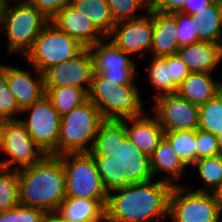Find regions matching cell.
<instances>
[{
	"instance_id": "obj_1",
	"label": "cell",
	"mask_w": 222,
	"mask_h": 222,
	"mask_svg": "<svg viewBox=\"0 0 222 222\" xmlns=\"http://www.w3.org/2000/svg\"><path fill=\"white\" fill-rule=\"evenodd\" d=\"M154 181L130 184L108 192L105 222H160L155 218L169 215L173 185L161 179Z\"/></svg>"
},
{
	"instance_id": "obj_2",
	"label": "cell",
	"mask_w": 222,
	"mask_h": 222,
	"mask_svg": "<svg viewBox=\"0 0 222 222\" xmlns=\"http://www.w3.org/2000/svg\"><path fill=\"white\" fill-rule=\"evenodd\" d=\"M18 181L21 205L49 213L66 198L65 171L58 155L46 154L39 162L18 169Z\"/></svg>"
},
{
	"instance_id": "obj_3",
	"label": "cell",
	"mask_w": 222,
	"mask_h": 222,
	"mask_svg": "<svg viewBox=\"0 0 222 222\" xmlns=\"http://www.w3.org/2000/svg\"><path fill=\"white\" fill-rule=\"evenodd\" d=\"M91 151L119 161L124 167L126 185L153 180L150 157L144 155L126 137L125 119L104 120Z\"/></svg>"
},
{
	"instance_id": "obj_4",
	"label": "cell",
	"mask_w": 222,
	"mask_h": 222,
	"mask_svg": "<svg viewBox=\"0 0 222 222\" xmlns=\"http://www.w3.org/2000/svg\"><path fill=\"white\" fill-rule=\"evenodd\" d=\"M136 85H118L93 73L88 99L98 108L104 120H123L144 113Z\"/></svg>"
},
{
	"instance_id": "obj_5",
	"label": "cell",
	"mask_w": 222,
	"mask_h": 222,
	"mask_svg": "<svg viewBox=\"0 0 222 222\" xmlns=\"http://www.w3.org/2000/svg\"><path fill=\"white\" fill-rule=\"evenodd\" d=\"M103 121L100 111L89 99L62 115L58 155L91 151Z\"/></svg>"
},
{
	"instance_id": "obj_6",
	"label": "cell",
	"mask_w": 222,
	"mask_h": 222,
	"mask_svg": "<svg viewBox=\"0 0 222 222\" xmlns=\"http://www.w3.org/2000/svg\"><path fill=\"white\" fill-rule=\"evenodd\" d=\"M7 2L1 31L6 32L8 50L25 54L31 49L35 39L51 21L35 6L21 0L14 6Z\"/></svg>"
},
{
	"instance_id": "obj_7",
	"label": "cell",
	"mask_w": 222,
	"mask_h": 222,
	"mask_svg": "<svg viewBox=\"0 0 222 222\" xmlns=\"http://www.w3.org/2000/svg\"><path fill=\"white\" fill-rule=\"evenodd\" d=\"M84 48L50 21L23 58H26L31 67L43 73L50 67L73 58Z\"/></svg>"
},
{
	"instance_id": "obj_8",
	"label": "cell",
	"mask_w": 222,
	"mask_h": 222,
	"mask_svg": "<svg viewBox=\"0 0 222 222\" xmlns=\"http://www.w3.org/2000/svg\"><path fill=\"white\" fill-rule=\"evenodd\" d=\"M65 171L66 197L107 199L108 192L89 153L58 155Z\"/></svg>"
},
{
	"instance_id": "obj_9",
	"label": "cell",
	"mask_w": 222,
	"mask_h": 222,
	"mask_svg": "<svg viewBox=\"0 0 222 222\" xmlns=\"http://www.w3.org/2000/svg\"><path fill=\"white\" fill-rule=\"evenodd\" d=\"M169 216L173 222H220L221 218L212 192L191 191L184 185L171 190Z\"/></svg>"
},
{
	"instance_id": "obj_10",
	"label": "cell",
	"mask_w": 222,
	"mask_h": 222,
	"mask_svg": "<svg viewBox=\"0 0 222 222\" xmlns=\"http://www.w3.org/2000/svg\"><path fill=\"white\" fill-rule=\"evenodd\" d=\"M27 111L29 116L19 120L25 125L32 140L45 154L58 155L61 116L50 100L43 96L39 101L22 109L21 113Z\"/></svg>"
},
{
	"instance_id": "obj_11",
	"label": "cell",
	"mask_w": 222,
	"mask_h": 222,
	"mask_svg": "<svg viewBox=\"0 0 222 222\" xmlns=\"http://www.w3.org/2000/svg\"><path fill=\"white\" fill-rule=\"evenodd\" d=\"M2 152L10 157L0 161V168L20 169L39 162L46 154L32 140L25 125L18 120L3 121Z\"/></svg>"
},
{
	"instance_id": "obj_12",
	"label": "cell",
	"mask_w": 222,
	"mask_h": 222,
	"mask_svg": "<svg viewBox=\"0 0 222 222\" xmlns=\"http://www.w3.org/2000/svg\"><path fill=\"white\" fill-rule=\"evenodd\" d=\"M93 59L94 73L118 85H135L136 64L129 54L119 49L113 42H98L89 47ZM95 50V51H94Z\"/></svg>"
},
{
	"instance_id": "obj_13",
	"label": "cell",
	"mask_w": 222,
	"mask_h": 222,
	"mask_svg": "<svg viewBox=\"0 0 222 222\" xmlns=\"http://www.w3.org/2000/svg\"><path fill=\"white\" fill-rule=\"evenodd\" d=\"M94 73L93 59L89 48H84L73 58L45 70L44 89L79 87L89 92Z\"/></svg>"
},
{
	"instance_id": "obj_14",
	"label": "cell",
	"mask_w": 222,
	"mask_h": 222,
	"mask_svg": "<svg viewBox=\"0 0 222 222\" xmlns=\"http://www.w3.org/2000/svg\"><path fill=\"white\" fill-rule=\"evenodd\" d=\"M153 32V10L149 9L140 18L116 22L107 39L125 53H139L141 58L152 47Z\"/></svg>"
},
{
	"instance_id": "obj_15",
	"label": "cell",
	"mask_w": 222,
	"mask_h": 222,
	"mask_svg": "<svg viewBox=\"0 0 222 222\" xmlns=\"http://www.w3.org/2000/svg\"><path fill=\"white\" fill-rule=\"evenodd\" d=\"M154 101V115L165 132L198 129L199 106L177 94L165 95Z\"/></svg>"
},
{
	"instance_id": "obj_16",
	"label": "cell",
	"mask_w": 222,
	"mask_h": 222,
	"mask_svg": "<svg viewBox=\"0 0 222 222\" xmlns=\"http://www.w3.org/2000/svg\"><path fill=\"white\" fill-rule=\"evenodd\" d=\"M51 22L62 32L76 39L85 48L107 39L88 18L70 4L63 7L51 19Z\"/></svg>"
},
{
	"instance_id": "obj_17",
	"label": "cell",
	"mask_w": 222,
	"mask_h": 222,
	"mask_svg": "<svg viewBox=\"0 0 222 222\" xmlns=\"http://www.w3.org/2000/svg\"><path fill=\"white\" fill-rule=\"evenodd\" d=\"M33 69L37 76L36 79H33L28 70L4 64L1 66V70L5 73L9 87L21 109L34 104L45 96L43 75L35 68Z\"/></svg>"
},
{
	"instance_id": "obj_18",
	"label": "cell",
	"mask_w": 222,
	"mask_h": 222,
	"mask_svg": "<svg viewBox=\"0 0 222 222\" xmlns=\"http://www.w3.org/2000/svg\"><path fill=\"white\" fill-rule=\"evenodd\" d=\"M131 123V126L128 124ZM125 131L128 140L144 155L151 157L154 150L165 137V131L156 116L148 117L141 114L125 119Z\"/></svg>"
},
{
	"instance_id": "obj_19",
	"label": "cell",
	"mask_w": 222,
	"mask_h": 222,
	"mask_svg": "<svg viewBox=\"0 0 222 222\" xmlns=\"http://www.w3.org/2000/svg\"><path fill=\"white\" fill-rule=\"evenodd\" d=\"M178 57L190 72L212 74L222 60V45L214 42L199 41L179 47Z\"/></svg>"
},
{
	"instance_id": "obj_20",
	"label": "cell",
	"mask_w": 222,
	"mask_h": 222,
	"mask_svg": "<svg viewBox=\"0 0 222 222\" xmlns=\"http://www.w3.org/2000/svg\"><path fill=\"white\" fill-rule=\"evenodd\" d=\"M107 199L66 197L55 211L67 222H105Z\"/></svg>"
},
{
	"instance_id": "obj_21",
	"label": "cell",
	"mask_w": 222,
	"mask_h": 222,
	"mask_svg": "<svg viewBox=\"0 0 222 222\" xmlns=\"http://www.w3.org/2000/svg\"><path fill=\"white\" fill-rule=\"evenodd\" d=\"M153 30V43L150 50L153 57L175 55L179 49L175 16L153 10Z\"/></svg>"
},
{
	"instance_id": "obj_22",
	"label": "cell",
	"mask_w": 222,
	"mask_h": 222,
	"mask_svg": "<svg viewBox=\"0 0 222 222\" xmlns=\"http://www.w3.org/2000/svg\"><path fill=\"white\" fill-rule=\"evenodd\" d=\"M221 91L222 83L215 82L211 74L191 72L178 86L176 94L190 103L200 106L214 98Z\"/></svg>"
},
{
	"instance_id": "obj_23",
	"label": "cell",
	"mask_w": 222,
	"mask_h": 222,
	"mask_svg": "<svg viewBox=\"0 0 222 222\" xmlns=\"http://www.w3.org/2000/svg\"><path fill=\"white\" fill-rule=\"evenodd\" d=\"M150 162L153 176L160 172L169 173L170 176H165L161 180L173 186L177 185L174 182L175 180H180L186 167L173 149L171 143L165 137L154 150V153L150 157ZM173 178L174 181H172Z\"/></svg>"
},
{
	"instance_id": "obj_24",
	"label": "cell",
	"mask_w": 222,
	"mask_h": 222,
	"mask_svg": "<svg viewBox=\"0 0 222 222\" xmlns=\"http://www.w3.org/2000/svg\"><path fill=\"white\" fill-rule=\"evenodd\" d=\"M73 6L107 38L115 26L110 8L105 0H70Z\"/></svg>"
},
{
	"instance_id": "obj_25",
	"label": "cell",
	"mask_w": 222,
	"mask_h": 222,
	"mask_svg": "<svg viewBox=\"0 0 222 222\" xmlns=\"http://www.w3.org/2000/svg\"><path fill=\"white\" fill-rule=\"evenodd\" d=\"M192 21H195L196 34L200 41L222 45V22L216 1L192 14Z\"/></svg>"
},
{
	"instance_id": "obj_26",
	"label": "cell",
	"mask_w": 222,
	"mask_h": 222,
	"mask_svg": "<svg viewBox=\"0 0 222 222\" xmlns=\"http://www.w3.org/2000/svg\"><path fill=\"white\" fill-rule=\"evenodd\" d=\"M44 90L45 96L50 100L60 116L69 113L88 100V92L79 87L65 86Z\"/></svg>"
},
{
	"instance_id": "obj_27",
	"label": "cell",
	"mask_w": 222,
	"mask_h": 222,
	"mask_svg": "<svg viewBox=\"0 0 222 222\" xmlns=\"http://www.w3.org/2000/svg\"><path fill=\"white\" fill-rule=\"evenodd\" d=\"M88 153L95 162L97 172L107 192L126 186L124 167L119 161L110 159V156L96 155L92 151Z\"/></svg>"
},
{
	"instance_id": "obj_28",
	"label": "cell",
	"mask_w": 222,
	"mask_h": 222,
	"mask_svg": "<svg viewBox=\"0 0 222 222\" xmlns=\"http://www.w3.org/2000/svg\"><path fill=\"white\" fill-rule=\"evenodd\" d=\"M150 83L158 90L154 95L155 100L165 95L176 94L178 85L171 79L170 66H167L166 57H153L148 69Z\"/></svg>"
},
{
	"instance_id": "obj_29",
	"label": "cell",
	"mask_w": 222,
	"mask_h": 222,
	"mask_svg": "<svg viewBox=\"0 0 222 222\" xmlns=\"http://www.w3.org/2000/svg\"><path fill=\"white\" fill-rule=\"evenodd\" d=\"M165 138L171 143L185 166L196 162V130L165 132Z\"/></svg>"
},
{
	"instance_id": "obj_30",
	"label": "cell",
	"mask_w": 222,
	"mask_h": 222,
	"mask_svg": "<svg viewBox=\"0 0 222 222\" xmlns=\"http://www.w3.org/2000/svg\"><path fill=\"white\" fill-rule=\"evenodd\" d=\"M199 129L215 136L222 130V91L199 106Z\"/></svg>"
},
{
	"instance_id": "obj_31",
	"label": "cell",
	"mask_w": 222,
	"mask_h": 222,
	"mask_svg": "<svg viewBox=\"0 0 222 222\" xmlns=\"http://www.w3.org/2000/svg\"><path fill=\"white\" fill-rule=\"evenodd\" d=\"M19 204L18 169L0 168V212Z\"/></svg>"
},
{
	"instance_id": "obj_32",
	"label": "cell",
	"mask_w": 222,
	"mask_h": 222,
	"mask_svg": "<svg viewBox=\"0 0 222 222\" xmlns=\"http://www.w3.org/2000/svg\"><path fill=\"white\" fill-rule=\"evenodd\" d=\"M204 182L203 189H195L199 192H212L222 182V153L210 158L197 160L194 165Z\"/></svg>"
},
{
	"instance_id": "obj_33",
	"label": "cell",
	"mask_w": 222,
	"mask_h": 222,
	"mask_svg": "<svg viewBox=\"0 0 222 222\" xmlns=\"http://www.w3.org/2000/svg\"><path fill=\"white\" fill-rule=\"evenodd\" d=\"M110 8L111 15L115 22L131 20L142 17L137 16L136 11L145 9L147 13L150 9L149 0H105Z\"/></svg>"
},
{
	"instance_id": "obj_34",
	"label": "cell",
	"mask_w": 222,
	"mask_h": 222,
	"mask_svg": "<svg viewBox=\"0 0 222 222\" xmlns=\"http://www.w3.org/2000/svg\"><path fill=\"white\" fill-rule=\"evenodd\" d=\"M15 95L12 93L5 73L0 69V121L18 120L16 114H22Z\"/></svg>"
},
{
	"instance_id": "obj_35",
	"label": "cell",
	"mask_w": 222,
	"mask_h": 222,
	"mask_svg": "<svg viewBox=\"0 0 222 222\" xmlns=\"http://www.w3.org/2000/svg\"><path fill=\"white\" fill-rule=\"evenodd\" d=\"M46 212L39 208L17 205L0 212V222H42Z\"/></svg>"
},
{
	"instance_id": "obj_36",
	"label": "cell",
	"mask_w": 222,
	"mask_h": 222,
	"mask_svg": "<svg viewBox=\"0 0 222 222\" xmlns=\"http://www.w3.org/2000/svg\"><path fill=\"white\" fill-rule=\"evenodd\" d=\"M176 19L177 33L176 38L178 46L190 45L199 42L196 34L195 21H192V15L182 12L173 13Z\"/></svg>"
},
{
	"instance_id": "obj_37",
	"label": "cell",
	"mask_w": 222,
	"mask_h": 222,
	"mask_svg": "<svg viewBox=\"0 0 222 222\" xmlns=\"http://www.w3.org/2000/svg\"><path fill=\"white\" fill-rule=\"evenodd\" d=\"M217 137L205 130H196V161L221 154Z\"/></svg>"
},
{
	"instance_id": "obj_38",
	"label": "cell",
	"mask_w": 222,
	"mask_h": 222,
	"mask_svg": "<svg viewBox=\"0 0 222 222\" xmlns=\"http://www.w3.org/2000/svg\"><path fill=\"white\" fill-rule=\"evenodd\" d=\"M35 6L48 19H52L63 7L70 4V0H22Z\"/></svg>"
},
{
	"instance_id": "obj_39",
	"label": "cell",
	"mask_w": 222,
	"mask_h": 222,
	"mask_svg": "<svg viewBox=\"0 0 222 222\" xmlns=\"http://www.w3.org/2000/svg\"><path fill=\"white\" fill-rule=\"evenodd\" d=\"M167 66H170L171 79L179 86L191 73L177 54L167 56Z\"/></svg>"
},
{
	"instance_id": "obj_40",
	"label": "cell",
	"mask_w": 222,
	"mask_h": 222,
	"mask_svg": "<svg viewBox=\"0 0 222 222\" xmlns=\"http://www.w3.org/2000/svg\"><path fill=\"white\" fill-rule=\"evenodd\" d=\"M187 0H149L150 10L160 13L173 14L180 12Z\"/></svg>"
},
{
	"instance_id": "obj_41",
	"label": "cell",
	"mask_w": 222,
	"mask_h": 222,
	"mask_svg": "<svg viewBox=\"0 0 222 222\" xmlns=\"http://www.w3.org/2000/svg\"><path fill=\"white\" fill-rule=\"evenodd\" d=\"M215 0H187L183 9L180 11L185 14L192 15L204 9V7L212 4Z\"/></svg>"
},
{
	"instance_id": "obj_42",
	"label": "cell",
	"mask_w": 222,
	"mask_h": 222,
	"mask_svg": "<svg viewBox=\"0 0 222 222\" xmlns=\"http://www.w3.org/2000/svg\"><path fill=\"white\" fill-rule=\"evenodd\" d=\"M215 202L218 205L220 214L222 213V182L212 191Z\"/></svg>"
},
{
	"instance_id": "obj_43",
	"label": "cell",
	"mask_w": 222,
	"mask_h": 222,
	"mask_svg": "<svg viewBox=\"0 0 222 222\" xmlns=\"http://www.w3.org/2000/svg\"><path fill=\"white\" fill-rule=\"evenodd\" d=\"M42 222H67L62 219L56 212L46 213L42 219Z\"/></svg>"
},
{
	"instance_id": "obj_44",
	"label": "cell",
	"mask_w": 222,
	"mask_h": 222,
	"mask_svg": "<svg viewBox=\"0 0 222 222\" xmlns=\"http://www.w3.org/2000/svg\"><path fill=\"white\" fill-rule=\"evenodd\" d=\"M7 2H8L7 0H0V30L2 27V21L4 18V11H5Z\"/></svg>"
},
{
	"instance_id": "obj_45",
	"label": "cell",
	"mask_w": 222,
	"mask_h": 222,
	"mask_svg": "<svg viewBox=\"0 0 222 222\" xmlns=\"http://www.w3.org/2000/svg\"><path fill=\"white\" fill-rule=\"evenodd\" d=\"M3 145V121L0 122V151H2Z\"/></svg>"
},
{
	"instance_id": "obj_46",
	"label": "cell",
	"mask_w": 222,
	"mask_h": 222,
	"mask_svg": "<svg viewBox=\"0 0 222 222\" xmlns=\"http://www.w3.org/2000/svg\"><path fill=\"white\" fill-rule=\"evenodd\" d=\"M215 1L217 3L218 12L220 14L221 22H222V0H215Z\"/></svg>"
},
{
	"instance_id": "obj_47",
	"label": "cell",
	"mask_w": 222,
	"mask_h": 222,
	"mask_svg": "<svg viewBox=\"0 0 222 222\" xmlns=\"http://www.w3.org/2000/svg\"><path fill=\"white\" fill-rule=\"evenodd\" d=\"M216 137H217V140H218V144H219L220 150L222 152V130L219 131V133H218V135Z\"/></svg>"
}]
</instances>
